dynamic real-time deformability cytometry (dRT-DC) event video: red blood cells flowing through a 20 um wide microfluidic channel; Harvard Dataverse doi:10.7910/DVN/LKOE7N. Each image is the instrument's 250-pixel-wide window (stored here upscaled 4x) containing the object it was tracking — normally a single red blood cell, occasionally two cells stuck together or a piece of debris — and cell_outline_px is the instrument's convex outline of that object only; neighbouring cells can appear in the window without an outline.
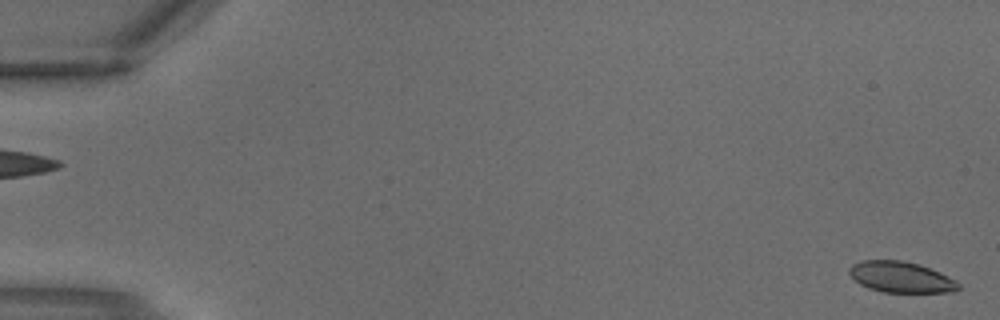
{"species": "common noctule bat (a hibernating species)", "species_latin": "Nyctalus noctula", "temperature_condition": "warm", "stored_images_in_passage": 3, "segment_of_instrument_passage": [2, 2], "camera_frame_rate_fps": 3000, "um_per_image_px": 0.085, "animal": {"sex": "male", "body_mass_g": 18.8}, "frame": {"image": 1, "passage_image": 3, "time_ms": 0.667, "image_size_px": [1000, 320], "cell_outline_px": [[960, 288], [956, 292], [884, 292], [868, 288], [860, 284], [848, 272], [848, 268], [852, 264], [860, 260], [900, 260], [920, 264], [940, 272], [956, 280], [960, 284]], "centroid_in_image_um": [76.6, 23.55], "position_along_channel_um": 8.4, "area_um2": 19.83}}